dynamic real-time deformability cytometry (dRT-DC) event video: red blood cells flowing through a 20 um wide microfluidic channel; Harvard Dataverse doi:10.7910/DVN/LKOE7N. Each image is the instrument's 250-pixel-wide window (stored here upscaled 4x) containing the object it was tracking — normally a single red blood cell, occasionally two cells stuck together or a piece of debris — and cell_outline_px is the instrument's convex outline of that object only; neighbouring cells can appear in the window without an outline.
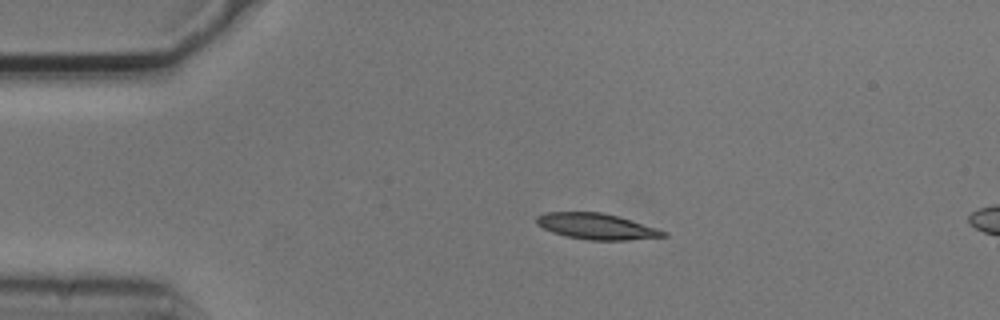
{"species": "common noctule bat (a hibernating species)", "species_latin": "Nyctalus noctula", "temperature_condition": "cold", "stored_images_in_passage": 3, "camera_frame_rate_fps": 3000, "um_per_image_px": 0.085, "animal": {"sex": "male", "body_mass_g": 20.5, "forearm_length_mm": 52.5}, "frame": {"image": 1, "passage_image": 1, "time_ms": 0.0, "image_size_px": [1000, 320], "cell_outline_px": [[668, 236], [628, 240], [588, 240], [564, 236], [552, 232], [536, 224], [536, 216], [544, 212], [604, 212], [656, 228], [668, 232]], "centroid_in_image_um": [50.67, 19.24], "position_along_channel_um": 34.3, "area_um2": 19.19}}